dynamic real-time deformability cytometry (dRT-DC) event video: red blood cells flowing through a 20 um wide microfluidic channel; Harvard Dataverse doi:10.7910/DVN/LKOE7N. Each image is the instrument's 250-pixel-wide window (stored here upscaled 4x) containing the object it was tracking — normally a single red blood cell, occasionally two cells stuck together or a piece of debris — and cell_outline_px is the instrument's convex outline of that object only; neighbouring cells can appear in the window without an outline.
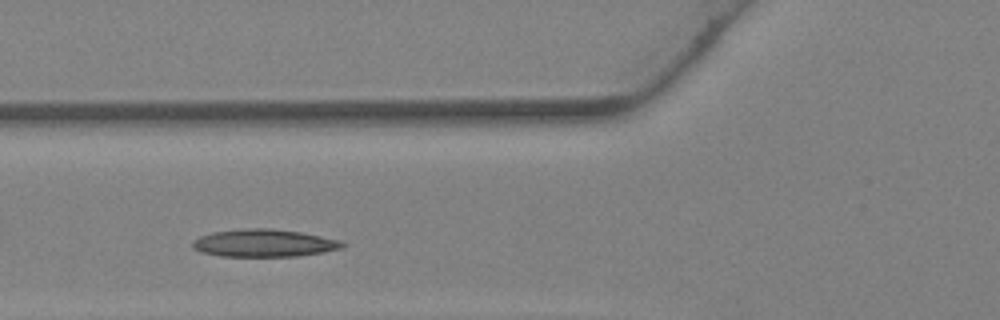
{"species": "Egyptian fruit bat (a non-hibernating species)", "species_latin": "Rousettus aegyptiacus", "temperature_condition": "warm", "stored_images_in_passage": 28, "camera_frame_rate_fps": 3000, "um_per_image_px": 0.085, "animal": {"sex": "female"}, "frame": {"image": 1, "passage_image": 5, "time_ms": 1.333, "image_size_px": [1000, 320], "cell_outline_px": [[344, 248], [300, 256], [220, 256], [200, 252], [192, 248], [192, 240], [200, 236], [212, 232], [248, 228], [272, 228], [300, 232], [340, 240], [344, 244]], "centroid_in_image_um": [22.41, 20.66], "position_along_channel_um": 103.4, "area_um2": 24.1}}
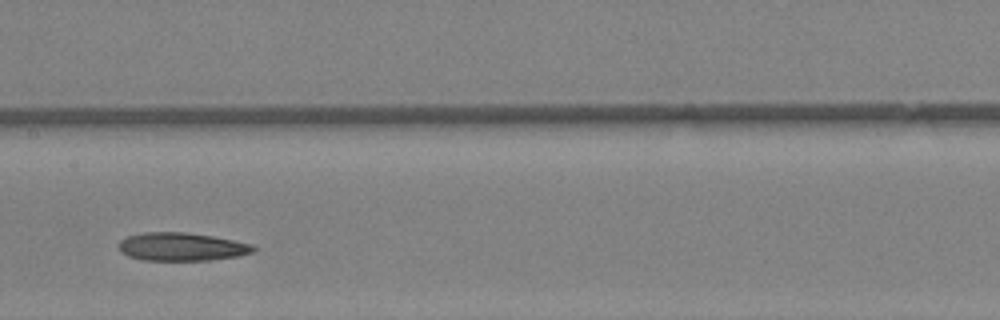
{"frame": {"image": 2, "passage_image": 10, "time_ms": 3.0, "image_size_px": [1000, 320], "cell_outline_px": [[256, 248], [252, 252], [240, 256], [208, 260], [140, 260], [128, 256], [120, 252], [120, 240], [128, 236], [144, 232], [184, 232], [212, 236], [252, 244]], "centroid_in_image_um": [15.42, 20.98], "position_along_channel_um": 192.0, "area_um2": 22.02}}
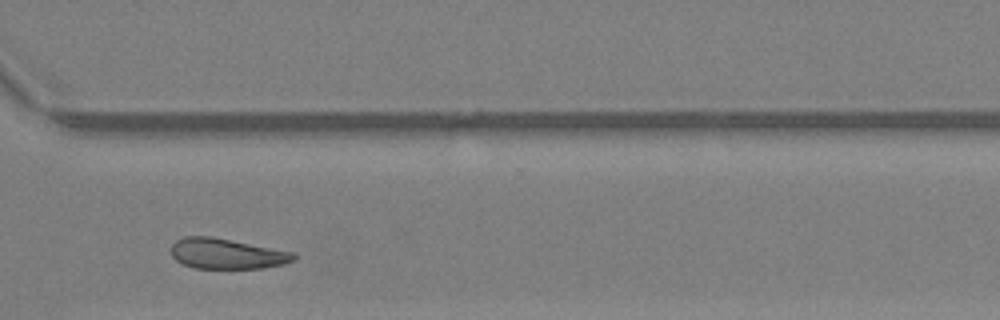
{"frame": {"image": 3, "passage_image": 19, "time_ms": 6.0, "image_size_px": [1000, 320], "cell_outline_px": [[296, 260], [284, 264], [264, 268], [196, 268], [184, 264], [176, 260], [172, 256], [172, 244], [176, 240], [184, 236], [212, 236], [296, 252]], "centroid_in_image_um": [19.32, 21.55], "position_along_channel_um": 351.3, "area_um2": 21.91}}